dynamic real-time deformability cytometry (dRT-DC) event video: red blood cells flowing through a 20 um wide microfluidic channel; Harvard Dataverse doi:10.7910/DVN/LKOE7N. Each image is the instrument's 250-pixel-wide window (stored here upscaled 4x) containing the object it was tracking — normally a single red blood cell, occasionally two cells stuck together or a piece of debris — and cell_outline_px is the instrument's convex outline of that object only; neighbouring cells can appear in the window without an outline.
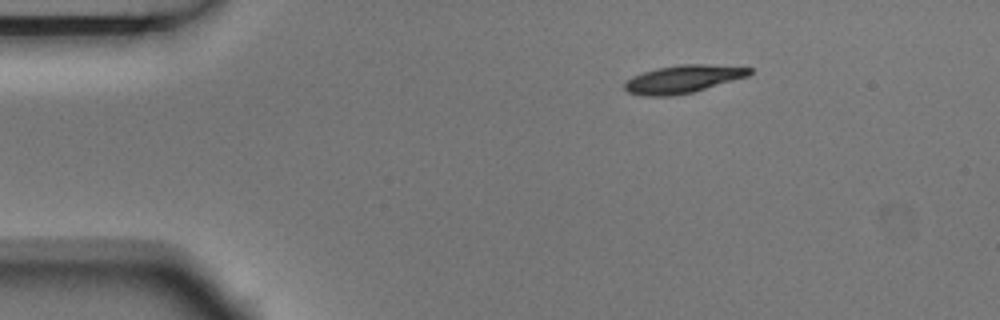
{"species": "Egyptian fruit bat (a non-hibernating species)", "species_latin": "Rousettus aegyptiacus", "temperature_condition": "room temperature", "stored_images_in_passage": 3, "camera_frame_rate_fps": 3000, "um_per_image_px": 0.085, "animal": {"sex": "male"}, "frame": {"image": 1, "passage_image": 1, "time_ms": 0.0, "image_size_px": [1000, 320], "cell_outline_px": [[752, 72], [748, 76], [692, 92], [672, 96], [640, 96], [628, 92], [624, 88], [624, 84], [632, 76], [656, 68], [680, 64], [704, 64], [752, 68]], "centroid_in_image_um": [58.02, 6.73], "position_along_channel_um": 27.0, "area_um2": 20.11}}